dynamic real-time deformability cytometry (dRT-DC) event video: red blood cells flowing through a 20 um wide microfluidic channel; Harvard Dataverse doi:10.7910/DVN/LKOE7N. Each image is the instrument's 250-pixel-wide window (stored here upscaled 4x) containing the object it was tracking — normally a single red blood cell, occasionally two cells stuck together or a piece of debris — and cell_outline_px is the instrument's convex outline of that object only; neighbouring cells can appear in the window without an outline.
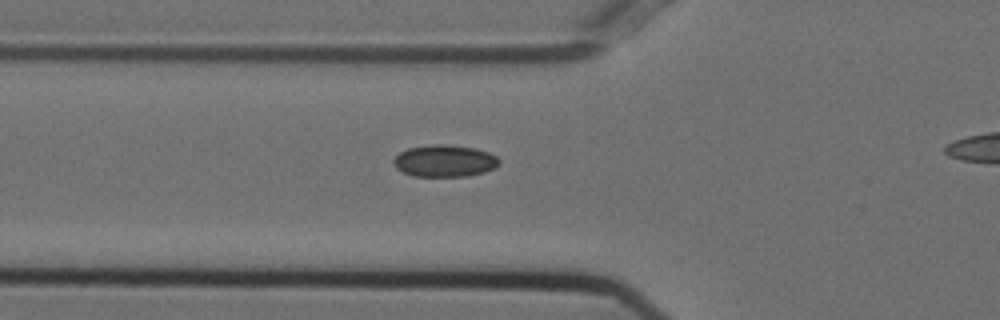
{"species": "Egyptian fruit bat (a non-hibernating species)", "species_latin": "Rousettus aegyptiacus", "temperature_condition": "cold", "stored_images_in_passage": 12, "camera_frame_rate_fps": 3000, "um_per_image_px": 0.085, "animal": {"sex": "female"}, "frame": {"image": 1, "passage_image": 2, "time_ms": 0.333, "image_size_px": [1000, 320], "cell_outline_px": [[500, 164], [484, 172], [468, 176], [412, 176], [396, 168], [392, 164], [392, 160], [400, 152], [408, 148], [432, 144], [444, 144], [476, 148], [488, 152], [496, 156], [500, 160]], "centroid_in_image_um": [37.77, 13.67], "position_along_channel_um": 88.0, "area_um2": 19.71}}
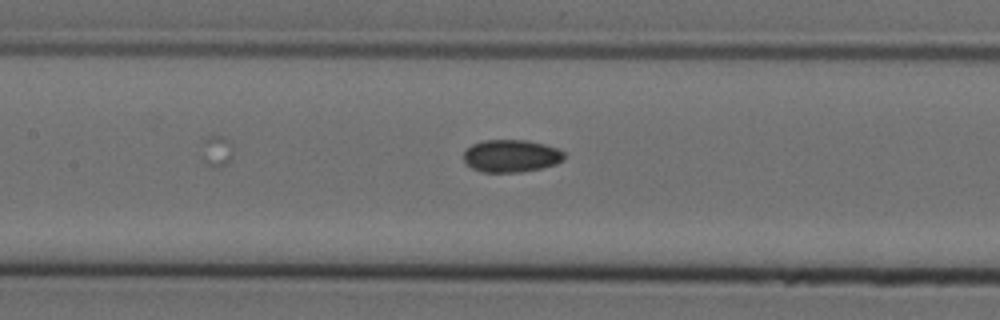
{"frame": {"image": 2, "passage_image": 8, "time_ms": 2.333, "image_size_px": [1000, 320], "cell_outline_px": [[564, 160], [556, 164], [540, 168], [520, 172], [480, 172], [472, 168], [464, 160], [464, 152], [472, 144], [484, 140], [528, 140], [544, 144], [556, 148], [564, 152]], "centroid_in_image_um": [43.45, 13.25], "position_along_channel_um": 164.0, "area_um2": 19.02}}
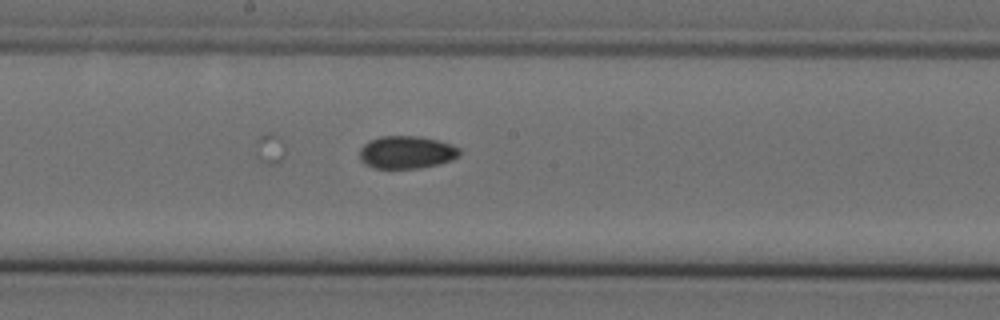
{"frame": {"image": 3, "passage_image": 12, "time_ms": 3.667, "image_size_px": [1000, 320], "cell_outline_px": [[460, 156], [452, 160], [420, 168], [372, 168], [364, 164], [360, 160], [360, 148], [368, 140], [380, 136], [420, 136], [452, 144], [460, 148]], "centroid_in_image_um": [34.54, 12.94], "position_along_channel_um": 213.7, "area_um2": 19.19}}